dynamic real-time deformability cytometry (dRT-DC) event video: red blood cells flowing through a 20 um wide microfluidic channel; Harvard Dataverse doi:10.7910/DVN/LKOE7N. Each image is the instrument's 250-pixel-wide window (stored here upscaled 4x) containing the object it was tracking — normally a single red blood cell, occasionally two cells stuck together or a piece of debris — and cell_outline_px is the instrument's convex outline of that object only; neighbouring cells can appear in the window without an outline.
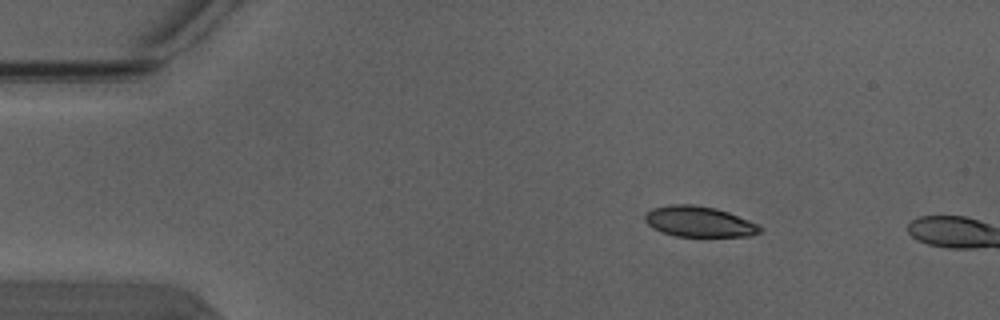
{"species": "Egyptian fruit bat (a non-hibernating species)", "species_latin": "Rousettus aegyptiacus", "temperature_condition": "warm", "stored_images_in_passage": 2, "camera_frame_rate_fps": 3000, "um_per_image_px": 0.085, "animal": {"sex": "male"}, "frame": {"image": 1, "passage_image": 1, "time_ms": 0.0, "image_size_px": [1000, 320], "cell_outline_px": [[764, 228], [760, 232], [748, 236], [676, 236], [652, 228], [644, 220], [644, 216], [652, 208], [668, 204], [692, 204], [716, 208], [728, 212], [748, 220]], "centroid_in_image_um": [59.4, 18.83], "position_along_channel_um": 25.6, "area_um2": 20.4}}